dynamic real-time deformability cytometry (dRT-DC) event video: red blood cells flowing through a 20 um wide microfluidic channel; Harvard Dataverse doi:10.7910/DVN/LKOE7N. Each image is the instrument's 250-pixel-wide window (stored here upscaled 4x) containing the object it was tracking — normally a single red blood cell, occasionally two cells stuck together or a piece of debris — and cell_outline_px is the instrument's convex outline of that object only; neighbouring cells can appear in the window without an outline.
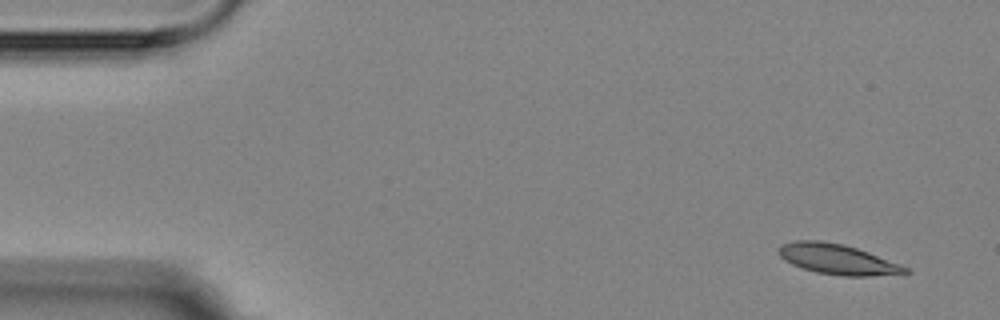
{"species": "Egyptian fruit bat (a non-hibernating species)", "species_latin": "Rousettus aegyptiacus", "temperature_condition": "room temperature", "stored_images_in_passage": 4, "camera_frame_rate_fps": 3000, "um_per_image_px": 0.085, "animal": {"sex": "female"}, "frame": {"image": 1, "passage_image": 1, "time_ms": 0.0, "image_size_px": [1000, 320], "cell_outline_px": [[912, 272], [868, 276], [844, 276], [816, 272], [792, 264], [784, 260], [776, 252], [776, 248], [780, 244], [796, 240], [820, 240], [844, 244], [868, 252], [908, 268]], "centroid_in_image_um": [71.1, 22.02], "position_along_channel_um": 13.9, "area_um2": 22.2}}